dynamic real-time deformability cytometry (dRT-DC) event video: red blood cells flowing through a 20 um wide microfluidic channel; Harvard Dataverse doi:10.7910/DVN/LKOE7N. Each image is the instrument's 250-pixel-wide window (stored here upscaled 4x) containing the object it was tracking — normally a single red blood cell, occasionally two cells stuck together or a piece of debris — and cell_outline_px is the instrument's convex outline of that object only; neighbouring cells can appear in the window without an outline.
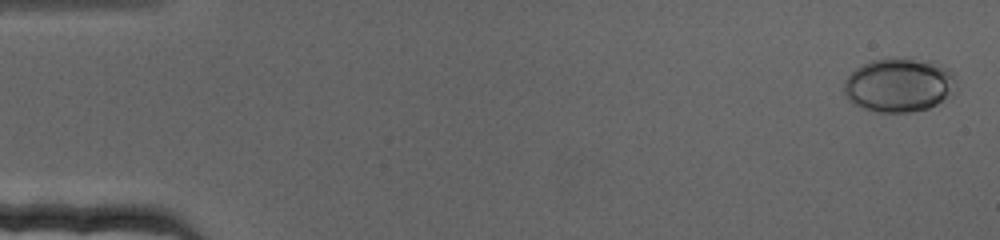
{"species": "human", "species_latin": "Homo sapiens", "temperature_condition": "cold", "stored_images_in_passage": 71, "camera_frame_rate_fps": 3000, "um_per_image_px": 0.085, "donor": {"sex": "female"}, "frame": {"image": 1, "passage_image": 2, "time_ms": 0.333, "image_size_px": [1000, 240], "cell_outline_px": [[956, 80], [952, 96], [928, 108], [908, 112], [876, 112], [864, 108], [848, 100], [844, 92], [844, 80], [856, 68], [872, 60], [888, 56], [900, 56], [932, 60], [948, 68], [956, 76]], "centroid_in_image_um": [76.45, 7.18], "position_along_channel_um": 8.6, "area_um2": 36.01}}
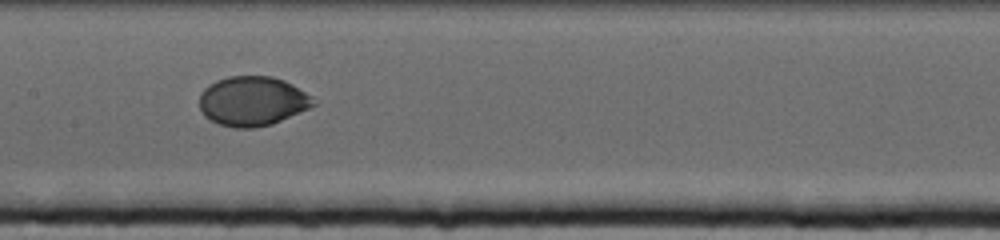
{"frame": {"image": 2, "passage_image": 36, "time_ms": 11.667, "image_size_px": [1000, 240], "cell_outline_px": [[316, 104], [308, 108], [272, 124], [252, 128], [232, 128], [220, 124], [204, 116], [200, 108], [200, 92], [208, 84], [216, 80], [228, 76], [272, 76], [284, 80], [292, 84], [312, 96]], "centroid_in_image_um": [21.43, 8.58], "position_along_channel_um": 186.0, "area_um2": 32.89}}
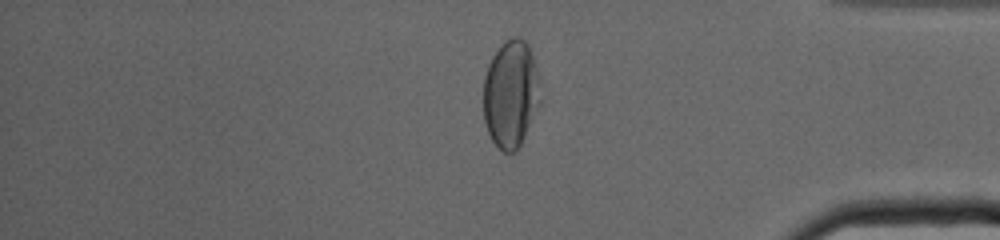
{"frame": {"image": 3, "passage_image": 60, "time_ms": 19.667, "image_size_px": [1000, 240], "cell_outline_px": [[540, 104], [516, 152], [504, 152], [492, 140], [488, 132], [484, 120], [484, 76], [488, 64], [492, 56], [504, 40], [512, 36], [520, 36], [528, 44], [532, 56], [536, 72], [540, 100]], "centroid_in_image_um": [43.39, 7.96], "position_along_channel_um": 391.8, "area_um2": 35.32}}